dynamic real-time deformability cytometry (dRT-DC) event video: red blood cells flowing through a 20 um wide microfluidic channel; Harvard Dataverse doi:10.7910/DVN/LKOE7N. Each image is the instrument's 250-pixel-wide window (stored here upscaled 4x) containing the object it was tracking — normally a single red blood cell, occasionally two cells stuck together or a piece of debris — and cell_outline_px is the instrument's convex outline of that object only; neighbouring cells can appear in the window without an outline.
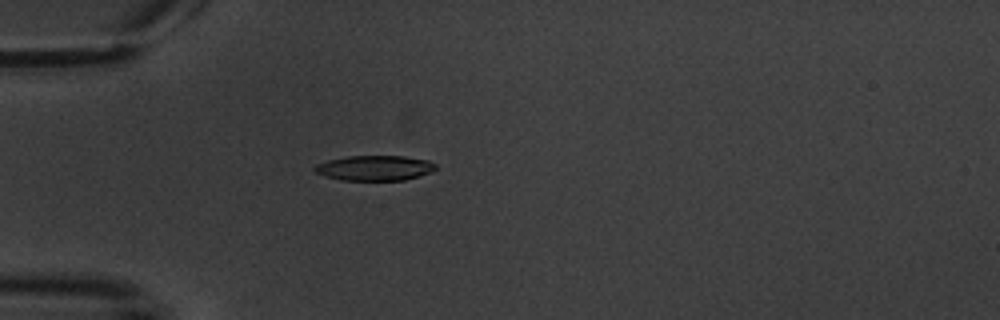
{"species": "common noctule bat (a hibernating species)", "species_latin": "Nyctalus noctula", "temperature_condition": "warm", "stored_images_in_passage": 1, "camera_frame_rate_fps": 3000, "um_per_image_px": 0.085, "animal": {"sex": "male", "body_mass_g": 20.1, "forearm_length_mm": 53.5}, "frame": {"image": 1, "passage_image": 1, "time_ms": 0.0, "image_size_px": [1000, 320], "cell_outline_px": [[436, 168], [432, 172], [420, 176], [404, 180], [340, 180], [324, 176], [316, 172], [312, 168], [316, 164], [328, 160], [348, 156], [404, 156], [428, 160], [436, 164]], "centroid_in_image_um": [31.85, 14.28], "position_along_channel_um": 53.2, "area_um2": 17.8}}